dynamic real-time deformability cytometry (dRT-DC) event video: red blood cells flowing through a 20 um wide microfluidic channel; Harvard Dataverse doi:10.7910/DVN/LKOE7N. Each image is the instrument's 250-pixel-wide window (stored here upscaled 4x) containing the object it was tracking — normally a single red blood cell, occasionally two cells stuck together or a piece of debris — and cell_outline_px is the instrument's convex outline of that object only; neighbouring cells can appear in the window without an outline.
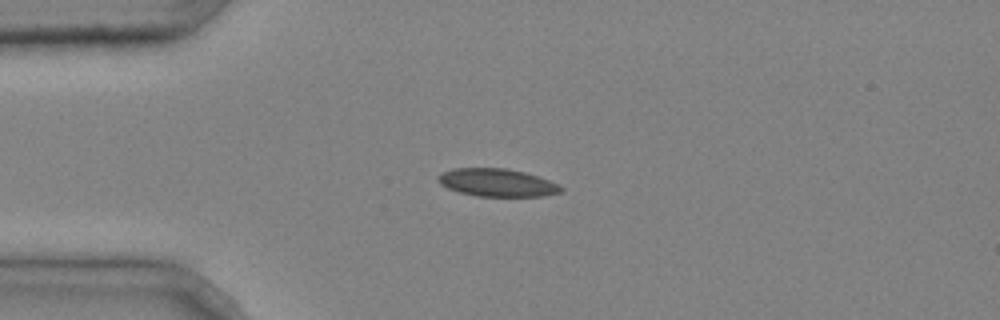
{"species": "common noctule bat (a hibernating species)", "species_latin": "Nyctalus noctula", "temperature_condition": "cold", "stored_images_in_passage": 2, "camera_frame_rate_fps": 3000, "um_per_image_px": 0.085, "animal": {"sex": "male", "body_mass_g": 20.4}, "frame": {"image": 1, "passage_image": 1, "time_ms": 0.0, "image_size_px": [1000, 320], "cell_outline_px": [[564, 192], [544, 196], [476, 196], [460, 192], [448, 188], [440, 184], [436, 176], [452, 168], [508, 168], [524, 172], [560, 184], [564, 188]], "centroid_in_image_um": [42.28, 15.52], "position_along_channel_um": 42.7, "area_um2": 20.0}}